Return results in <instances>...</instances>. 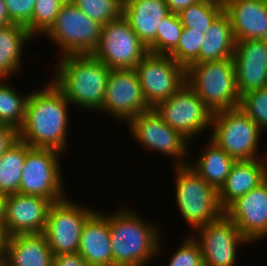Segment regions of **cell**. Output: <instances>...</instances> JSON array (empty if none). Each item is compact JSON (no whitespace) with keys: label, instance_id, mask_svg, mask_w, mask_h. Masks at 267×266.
Returning a JSON list of instances; mask_svg holds the SVG:
<instances>
[{"label":"cell","instance_id":"38","mask_svg":"<svg viewBox=\"0 0 267 266\" xmlns=\"http://www.w3.org/2000/svg\"><path fill=\"white\" fill-rule=\"evenodd\" d=\"M53 266H89L82 256L76 253L54 255Z\"/></svg>","mask_w":267,"mask_h":266},{"label":"cell","instance_id":"14","mask_svg":"<svg viewBox=\"0 0 267 266\" xmlns=\"http://www.w3.org/2000/svg\"><path fill=\"white\" fill-rule=\"evenodd\" d=\"M195 232L198 237L192 236L200 246L204 266H235L238 248L250 243L225 213Z\"/></svg>","mask_w":267,"mask_h":266},{"label":"cell","instance_id":"35","mask_svg":"<svg viewBox=\"0 0 267 266\" xmlns=\"http://www.w3.org/2000/svg\"><path fill=\"white\" fill-rule=\"evenodd\" d=\"M182 241L174 255L172 254L168 266H204L202 253L198 242L193 236L188 235Z\"/></svg>","mask_w":267,"mask_h":266},{"label":"cell","instance_id":"15","mask_svg":"<svg viewBox=\"0 0 267 266\" xmlns=\"http://www.w3.org/2000/svg\"><path fill=\"white\" fill-rule=\"evenodd\" d=\"M149 109L135 69H111L101 112L128 123Z\"/></svg>","mask_w":267,"mask_h":266},{"label":"cell","instance_id":"33","mask_svg":"<svg viewBox=\"0 0 267 266\" xmlns=\"http://www.w3.org/2000/svg\"><path fill=\"white\" fill-rule=\"evenodd\" d=\"M239 108L260 128L267 130V86L250 91L240 97Z\"/></svg>","mask_w":267,"mask_h":266},{"label":"cell","instance_id":"4","mask_svg":"<svg viewBox=\"0 0 267 266\" xmlns=\"http://www.w3.org/2000/svg\"><path fill=\"white\" fill-rule=\"evenodd\" d=\"M186 83L213 113L240 105L232 58L190 64L186 68Z\"/></svg>","mask_w":267,"mask_h":266},{"label":"cell","instance_id":"21","mask_svg":"<svg viewBox=\"0 0 267 266\" xmlns=\"http://www.w3.org/2000/svg\"><path fill=\"white\" fill-rule=\"evenodd\" d=\"M236 41L261 39L267 29V0H223Z\"/></svg>","mask_w":267,"mask_h":266},{"label":"cell","instance_id":"5","mask_svg":"<svg viewBox=\"0 0 267 266\" xmlns=\"http://www.w3.org/2000/svg\"><path fill=\"white\" fill-rule=\"evenodd\" d=\"M175 200L184 221L194 231L217 220L224 211L218 201V191L188 165L174 166Z\"/></svg>","mask_w":267,"mask_h":266},{"label":"cell","instance_id":"10","mask_svg":"<svg viewBox=\"0 0 267 266\" xmlns=\"http://www.w3.org/2000/svg\"><path fill=\"white\" fill-rule=\"evenodd\" d=\"M154 109L169 127L180 132L191 144L198 134L211 128L213 112L187 83Z\"/></svg>","mask_w":267,"mask_h":266},{"label":"cell","instance_id":"42","mask_svg":"<svg viewBox=\"0 0 267 266\" xmlns=\"http://www.w3.org/2000/svg\"><path fill=\"white\" fill-rule=\"evenodd\" d=\"M6 236L2 227H0V260H4V247Z\"/></svg>","mask_w":267,"mask_h":266},{"label":"cell","instance_id":"9","mask_svg":"<svg viewBox=\"0 0 267 266\" xmlns=\"http://www.w3.org/2000/svg\"><path fill=\"white\" fill-rule=\"evenodd\" d=\"M127 125L136 143L164 156L173 157V166L188 165L186 157L190 154L191 142L169 127L154 108L138 114Z\"/></svg>","mask_w":267,"mask_h":266},{"label":"cell","instance_id":"46","mask_svg":"<svg viewBox=\"0 0 267 266\" xmlns=\"http://www.w3.org/2000/svg\"><path fill=\"white\" fill-rule=\"evenodd\" d=\"M0 266H5L4 265V260H0Z\"/></svg>","mask_w":267,"mask_h":266},{"label":"cell","instance_id":"7","mask_svg":"<svg viewBox=\"0 0 267 266\" xmlns=\"http://www.w3.org/2000/svg\"><path fill=\"white\" fill-rule=\"evenodd\" d=\"M61 154L52 148L30 147L26 153L18 193L46 198L52 203L66 198L59 159Z\"/></svg>","mask_w":267,"mask_h":266},{"label":"cell","instance_id":"26","mask_svg":"<svg viewBox=\"0 0 267 266\" xmlns=\"http://www.w3.org/2000/svg\"><path fill=\"white\" fill-rule=\"evenodd\" d=\"M208 140L209 142L205 144L207 147H204L200 155L196 157V161H189L188 166L209 185L219 191L226 182L227 176L236 160L222 150L214 141Z\"/></svg>","mask_w":267,"mask_h":266},{"label":"cell","instance_id":"2","mask_svg":"<svg viewBox=\"0 0 267 266\" xmlns=\"http://www.w3.org/2000/svg\"><path fill=\"white\" fill-rule=\"evenodd\" d=\"M55 67L52 83L72 105L101 111L111 69L92 54H67Z\"/></svg>","mask_w":267,"mask_h":266},{"label":"cell","instance_id":"39","mask_svg":"<svg viewBox=\"0 0 267 266\" xmlns=\"http://www.w3.org/2000/svg\"><path fill=\"white\" fill-rule=\"evenodd\" d=\"M198 1L200 0H165L169 11L176 14Z\"/></svg>","mask_w":267,"mask_h":266},{"label":"cell","instance_id":"45","mask_svg":"<svg viewBox=\"0 0 267 266\" xmlns=\"http://www.w3.org/2000/svg\"><path fill=\"white\" fill-rule=\"evenodd\" d=\"M265 181L267 182V164H266V172H265Z\"/></svg>","mask_w":267,"mask_h":266},{"label":"cell","instance_id":"25","mask_svg":"<svg viewBox=\"0 0 267 266\" xmlns=\"http://www.w3.org/2000/svg\"><path fill=\"white\" fill-rule=\"evenodd\" d=\"M31 39L33 35L21 24L11 23L0 29V79H9L18 73L24 63V45L32 42Z\"/></svg>","mask_w":267,"mask_h":266},{"label":"cell","instance_id":"3","mask_svg":"<svg viewBox=\"0 0 267 266\" xmlns=\"http://www.w3.org/2000/svg\"><path fill=\"white\" fill-rule=\"evenodd\" d=\"M141 218L130 207L108 214L114 266H146L160 255V229Z\"/></svg>","mask_w":267,"mask_h":266},{"label":"cell","instance_id":"19","mask_svg":"<svg viewBox=\"0 0 267 266\" xmlns=\"http://www.w3.org/2000/svg\"><path fill=\"white\" fill-rule=\"evenodd\" d=\"M169 12L165 0H124L123 3V17L152 54H155L160 22Z\"/></svg>","mask_w":267,"mask_h":266},{"label":"cell","instance_id":"27","mask_svg":"<svg viewBox=\"0 0 267 266\" xmlns=\"http://www.w3.org/2000/svg\"><path fill=\"white\" fill-rule=\"evenodd\" d=\"M30 147L28 143L18 139L0 157V192L7 195L19 192L23 165Z\"/></svg>","mask_w":267,"mask_h":266},{"label":"cell","instance_id":"6","mask_svg":"<svg viewBox=\"0 0 267 266\" xmlns=\"http://www.w3.org/2000/svg\"><path fill=\"white\" fill-rule=\"evenodd\" d=\"M212 129L210 139L236 161L267 158L258 157L260 128L239 107L213 113Z\"/></svg>","mask_w":267,"mask_h":266},{"label":"cell","instance_id":"23","mask_svg":"<svg viewBox=\"0 0 267 266\" xmlns=\"http://www.w3.org/2000/svg\"><path fill=\"white\" fill-rule=\"evenodd\" d=\"M267 158L236 161L226 182L218 191L220 207L225 211L234 201L265 181Z\"/></svg>","mask_w":267,"mask_h":266},{"label":"cell","instance_id":"17","mask_svg":"<svg viewBox=\"0 0 267 266\" xmlns=\"http://www.w3.org/2000/svg\"><path fill=\"white\" fill-rule=\"evenodd\" d=\"M224 213L252 244L267 237V182L234 201Z\"/></svg>","mask_w":267,"mask_h":266},{"label":"cell","instance_id":"34","mask_svg":"<svg viewBox=\"0 0 267 266\" xmlns=\"http://www.w3.org/2000/svg\"><path fill=\"white\" fill-rule=\"evenodd\" d=\"M62 4L58 0H36L32 20L26 25L28 31L35 34H44L54 23Z\"/></svg>","mask_w":267,"mask_h":266},{"label":"cell","instance_id":"43","mask_svg":"<svg viewBox=\"0 0 267 266\" xmlns=\"http://www.w3.org/2000/svg\"><path fill=\"white\" fill-rule=\"evenodd\" d=\"M61 4H70L73 3L74 0H58Z\"/></svg>","mask_w":267,"mask_h":266},{"label":"cell","instance_id":"31","mask_svg":"<svg viewBox=\"0 0 267 266\" xmlns=\"http://www.w3.org/2000/svg\"><path fill=\"white\" fill-rule=\"evenodd\" d=\"M155 38V54L169 55L176 47L183 31L178 14L169 12L160 22Z\"/></svg>","mask_w":267,"mask_h":266},{"label":"cell","instance_id":"18","mask_svg":"<svg viewBox=\"0 0 267 266\" xmlns=\"http://www.w3.org/2000/svg\"><path fill=\"white\" fill-rule=\"evenodd\" d=\"M232 59L240 96L267 86V44L264 41H236Z\"/></svg>","mask_w":267,"mask_h":266},{"label":"cell","instance_id":"1","mask_svg":"<svg viewBox=\"0 0 267 266\" xmlns=\"http://www.w3.org/2000/svg\"><path fill=\"white\" fill-rule=\"evenodd\" d=\"M70 105L52 81L43 89L30 92L24 121L18 130L19 139L31 147L52 148L64 153L68 149Z\"/></svg>","mask_w":267,"mask_h":266},{"label":"cell","instance_id":"28","mask_svg":"<svg viewBox=\"0 0 267 266\" xmlns=\"http://www.w3.org/2000/svg\"><path fill=\"white\" fill-rule=\"evenodd\" d=\"M224 12L223 0H200L178 13L184 28L205 34L214 21Z\"/></svg>","mask_w":267,"mask_h":266},{"label":"cell","instance_id":"44","mask_svg":"<svg viewBox=\"0 0 267 266\" xmlns=\"http://www.w3.org/2000/svg\"><path fill=\"white\" fill-rule=\"evenodd\" d=\"M261 40L264 41L267 44V29L265 30V33L262 36Z\"/></svg>","mask_w":267,"mask_h":266},{"label":"cell","instance_id":"29","mask_svg":"<svg viewBox=\"0 0 267 266\" xmlns=\"http://www.w3.org/2000/svg\"><path fill=\"white\" fill-rule=\"evenodd\" d=\"M7 79H0V124H6L19 130L22 126L30 91L21 95Z\"/></svg>","mask_w":267,"mask_h":266},{"label":"cell","instance_id":"12","mask_svg":"<svg viewBox=\"0 0 267 266\" xmlns=\"http://www.w3.org/2000/svg\"><path fill=\"white\" fill-rule=\"evenodd\" d=\"M95 211L69 197L51 204L44 234L54 255L78 252L82 228Z\"/></svg>","mask_w":267,"mask_h":266},{"label":"cell","instance_id":"41","mask_svg":"<svg viewBox=\"0 0 267 266\" xmlns=\"http://www.w3.org/2000/svg\"><path fill=\"white\" fill-rule=\"evenodd\" d=\"M7 194L0 192V227H4Z\"/></svg>","mask_w":267,"mask_h":266},{"label":"cell","instance_id":"32","mask_svg":"<svg viewBox=\"0 0 267 266\" xmlns=\"http://www.w3.org/2000/svg\"><path fill=\"white\" fill-rule=\"evenodd\" d=\"M203 39H205V34H202V32L191 31V28H183L177 47L169 56L186 69L199 57Z\"/></svg>","mask_w":267,"mask_h":266},{"label":"cell","instance_id":"11","mask_svg":"<svg viewBox=\"0 0 267 266\" xmlns=\"http://www.w3.org/2000/svg\"><path fill=\"white\" fill-rule=\"evenodd\" d=\"M148 53V47L122 16L102 26L100 42L92 55L110 69H135Z\"/></svg>","mask_w":267,"mask_h":266},{"label":"cell","instance_id":"13","mask_svg":"<svg viewBox=\"0 0 267 266\" xmlns=\"http://www.w3.org/2000/svg\"><path fill=\"white\" fill-rule=\"evenodd\" d=\"M135 71L150 108L169 99L186 83V69L169 55L148 53Z\"/></svg>","mask_w":267,"mask_h":266},{"label":"cell","instance_id":"40","mask_svg":"<svg viewBox=\"0 0 267 266\" xmlns=\"http://www.w3.org/2000/svg\"><path fill=\"white\" fill-rule=\"evenodd\" d=\"M10 24L6 2L5 0H0V29Z\"/></svg>","mask_w":267,"mask_h":266},{"label":"cell","instance_id":"36","mask_svg":"<svg viewBox=\"0 0 267 266\" xmlns=\"http://www.w3.org/2000/svg\"><path fill=\"white\" fill-rule=\"evenodd\" d=\"M9 20L26 26L31 20L36 0H5Z\"/></svg>","mask_w":267,"mask_h":266},{"label":"cell","instance_id":"24","mask_svg":"<svg viewBox=\"0 0 267 266\" xmlns=\"http://www.w3.org/2000/svg\"><path fill=\"white\" fill-rule=\"evenodd\" d=\"M235 46L236 40L230 18L223 12L206 31L199 57L192 64L232 58Z\"/></svg>","mask_w":267,"mask_h":266},{"label":"cell","instance_id":"30","mask_svg":"<svg viewBox=\"0 0 267 266\" xmlns=\"http://www.w3.org/2000/svg\"><path fill=\"white\" fill-rule=\"evenodd\" d=\"M124 0H74L73 4L92 20L105 25L123 16Z\"/></svg>","mask_w":267,"mask_h":266},{"label":"cell","instance_id":"22","mask_svg":"<svg viewBox=\"0 0 267 266\" xmlns=\"http://www.w3.org/2000/svg\"><path fill=\"white\" fill-rule=\"evenodd\" d=\"M5 266H53L54 254L44 233L6 237Z\"/></svg>","mask_w":267,"mask_h":266},{"label":"cell","instance_id":"8","mask_svg":"<svg viewBox=\"0 0 267 266\" xmlns=\"http://www.w3.org/2000/svg\"><path fill=\"white\" fill-rule=\"evenodd\" d=\"M102 26L73 3L62 4L51 27L43 34L67 54H92L100 42Z\"/></svg>","mask_w":267,"mask_h":266},{"label":"cell","instance_id":"20","mask_svg":"<svg viewBox=\"0 0 267 266\" xmlns=\"http://www.w3.org/2000/svg\"><path fill=\"white\" fill-rule=\"evenodd\" d=\"M96 210L85 222L78 253L89 266H114L108 213Z\"/></svg>","mask_w":267,"mask_h":266},{"label":"cell","instance_id":"16","mask_svg":"<svg viewBox=\"0 0 267 266\" xmlns=\"http://www.w3.org/2000/svg\"><path fill=\"white\" fill-rule=\"evenodd\" d=\"M51 204L49 199L38 196L8 194L3 227L5 236L44 233Z\"/></svg>","mask_w":267,"mask_h":266},{"label":"cell","instance_id":"37","mask_svg":"<svg viewBox=\"0 0 267 266\" xmlns=\"http://www.w3.org/2000/svg\"><path fill=\"white\" fill-rule=\"evenodd\" d=\"M19 139L18 130L6 124H0V157Z\"/></svg>","mask_w":267,"mask_h":266}]
</instances>
